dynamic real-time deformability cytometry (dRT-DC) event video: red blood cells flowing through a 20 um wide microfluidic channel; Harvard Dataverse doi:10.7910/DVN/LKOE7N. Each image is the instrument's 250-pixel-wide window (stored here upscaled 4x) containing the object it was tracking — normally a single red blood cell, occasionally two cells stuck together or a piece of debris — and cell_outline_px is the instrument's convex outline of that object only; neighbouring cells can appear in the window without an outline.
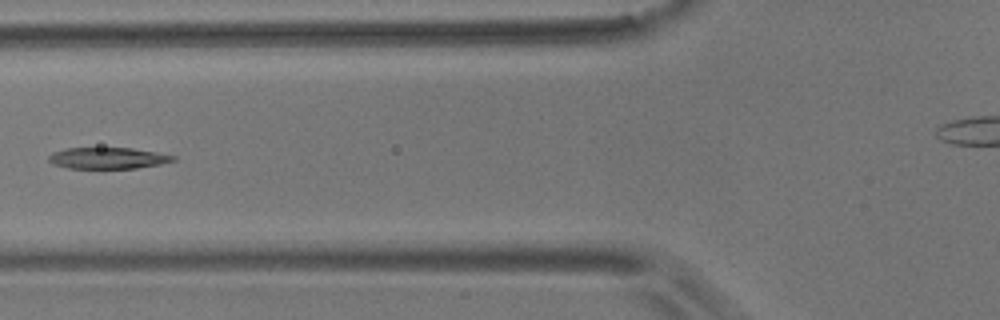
{"species": "common noctule bat (a hibernating species)", "species_latin": "Nyctalus noctula", "temperature_condition": "room temperature", "stored_images_in_passage": 15, "camera_frame_rate_fps": 3000, "um_per_image_px": 0.085, "animal": {"sex": "male", "body_mass_g": 17.9}, "frame": {"image": 1, "passage_image": 5, "time_ms": 1.333, "image_size_px": [1000, 320], "cell_outline_px": [[176, 160], [160, 164], [136, 168], [68, 168], [52, 164], [48, 160], [48, 156], [52, 152], [64, 148], [132, 148], [156, 152], [176, 156]], "centroid_in_image_um": [9.14, 13.43], "position_along_channel_um": 116.7, "area_um2": 15.49}}
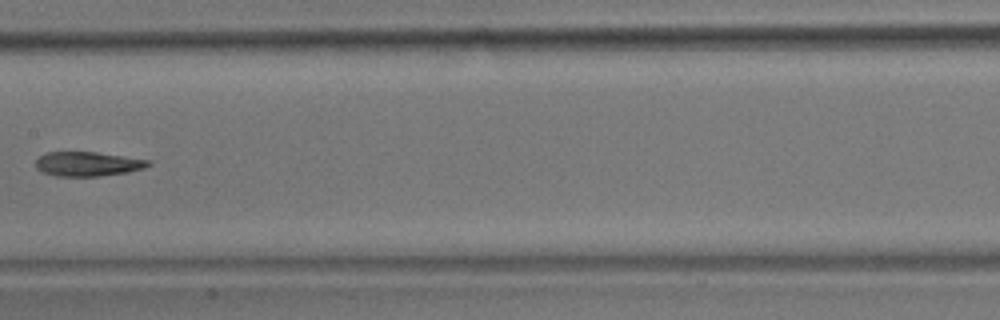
{"frame": {"image": 2, "passage_image": 7, "time_ms": 2.0, "image_size_px": [1000, 320], "cell_outline_px": [[152, 164], [144, 168], [128, 172], [100, 176], [56, 176], [44, 172], [36, 168], [36, 160], [40, 156], [48, 152], [96, 152], [152, 160]], "centroid_in_image_um": [7.5, 13.93], "position_along_channel_um": 199.9, "area_um2": 16.01}}
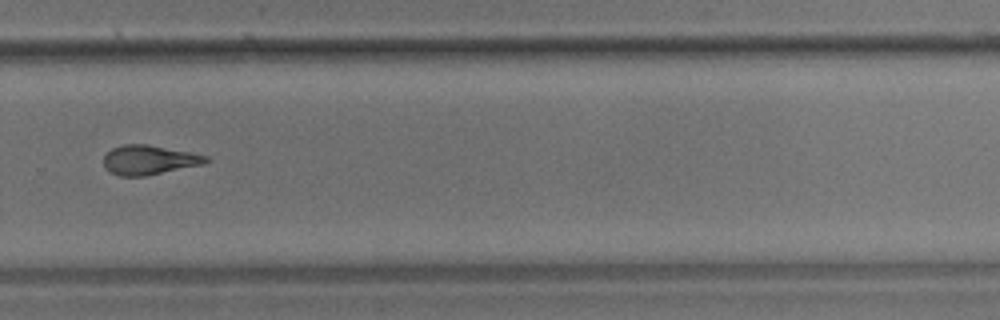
{"frame": {"image": 3, "passage_image": 11, "time_ms": 3.333, "image_size_px": [1000, 320], "cell_outline_px": [[208, 160], [204, 164], [144, 176], [120, 176], [112, 172], [104, 164], [104, 156], [112, 148], [124, 144], [148, 144], [208, 156]], "centroid_in_image_um": [12.67, 13.59], "position_along_channel_um": 317.1, "area_um2": 17.22}}